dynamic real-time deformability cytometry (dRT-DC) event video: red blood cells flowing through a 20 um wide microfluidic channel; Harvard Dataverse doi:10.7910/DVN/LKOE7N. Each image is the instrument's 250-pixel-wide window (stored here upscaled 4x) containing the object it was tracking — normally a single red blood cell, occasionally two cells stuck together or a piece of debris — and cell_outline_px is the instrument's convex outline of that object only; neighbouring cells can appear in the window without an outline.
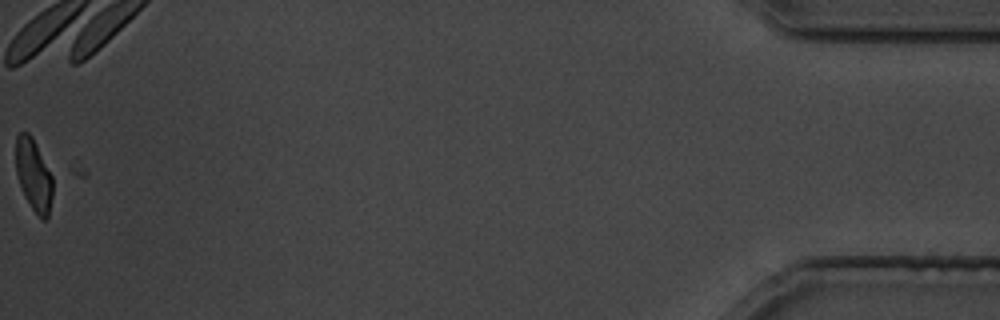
{"species": "common noctule bat (a hibernating species)", "species_latin": "Nyctalus noctula", "temperature_condition": "cold", "stored_images_in_passage": 25, "camera_frame_rate_fps": 3000, "um_per_image_px": 0.085, "animal": {"sex": "male", "body_mass_g": 19.5, "forearm_length_mm": 54.6}, "frame": {"image": 1, "passage_image": 25, "time_ms": 30.333, "image_size_px": [1000, 320], "cell_outline_px": [[52, 196], [48, 216], [44, 220], [40, 220], [24, 196], [16, 172], [16, 136], [20, 132], [28, 132], [32, 136], [52, 176]], "centroid_in_image_um": [2.85, 14.89], "position_along_channel_um": 432.3, "area_um2": 15.37}}